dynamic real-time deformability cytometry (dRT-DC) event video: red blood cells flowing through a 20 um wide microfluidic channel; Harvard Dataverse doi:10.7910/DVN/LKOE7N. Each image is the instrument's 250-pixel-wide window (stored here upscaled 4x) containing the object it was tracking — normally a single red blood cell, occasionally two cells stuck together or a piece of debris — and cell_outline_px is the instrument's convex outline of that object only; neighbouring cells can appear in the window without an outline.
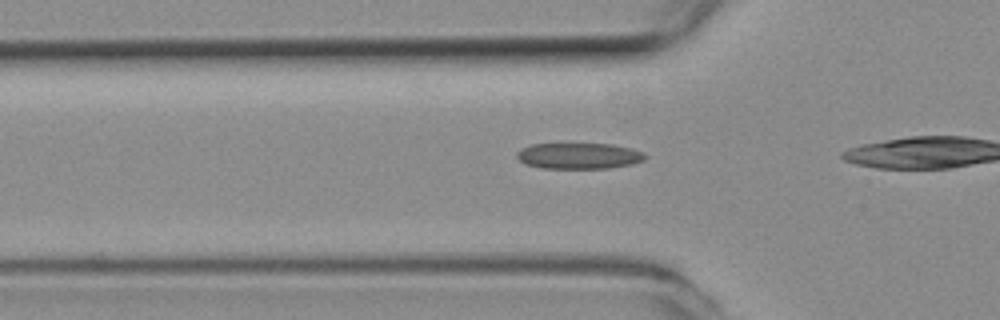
{"species": "common noctule bat (a hibernating species)", "species_latin": "Nyctalus noctula", "temperature_condition": "room temperature", "stored_images_in_passage": 10, "camera_frame_rate_fps": 3000, "um_per_image_px": 0.085, "animal": {"sex": "female", "body_mass_g": 19.3, "forearm_length_mm": 54.1}, "frame": {"image": 1, "passage_image": 5, "time_ms": 1.333, "image_size_px": [1000, 320], "cell_outline_px": [[648, 156], [644, 160], [632, 164], [608, 168], [540, 168], [524, 164], [516, 156], [516, 152], [520, 148], [532, 144], [612, 144], [632, 148], [644, 152]], "centroid_in_image_um": [49.21, 13.25], "position_along_channel_um": 76.6, "area_um2": 19.59}}
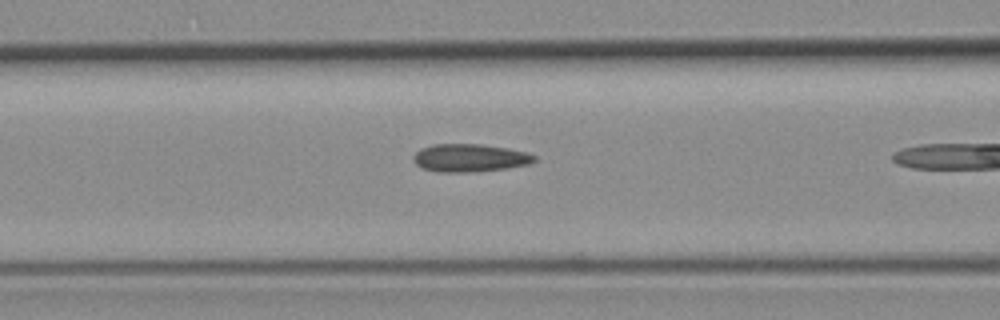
{"frame": {"image": 2, "passage_image": 9, "time_ms": 2.667, "image_size_px": [1000, 320], "cell_outline_px": [[536, 160], [528, 164], [508, 168], [468, 172], [436, 172], [420, 168], [412, 160], [412, 156], [420, 148], [432, 144], [480, 144], [508, 148], [528, 152], [536, 156]], "centroid_in_image_um": [39.89, 13.42], "position_along_channel_um": 126.7, "area_um2": 19.88}}